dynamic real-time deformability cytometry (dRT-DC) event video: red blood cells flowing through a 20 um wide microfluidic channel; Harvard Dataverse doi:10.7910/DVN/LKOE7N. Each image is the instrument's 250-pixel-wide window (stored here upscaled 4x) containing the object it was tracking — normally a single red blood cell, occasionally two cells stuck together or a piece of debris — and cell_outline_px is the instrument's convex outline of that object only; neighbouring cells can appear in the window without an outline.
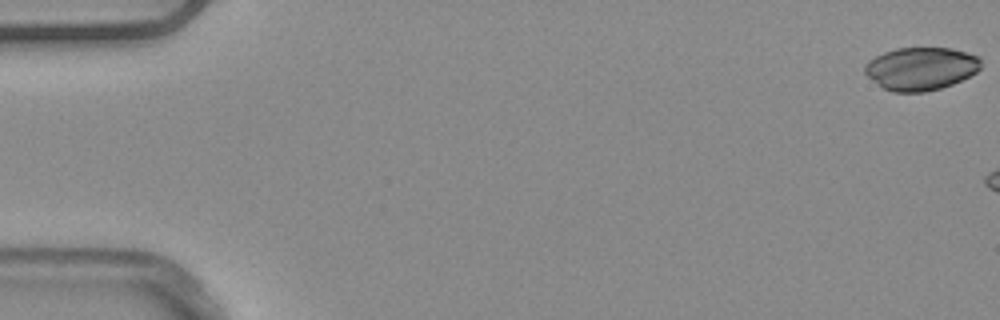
{"species": "common noctule bat (a hibernating species)", "species_latin": "Nyctalus noctula", "temperature_condition": "warm", "stored_images_in_passage": 6, "camera_frame_rate_fps": 3000, "um_per_image_px": 0.085, "animal": {"sex": "male", "body_mass_g": 20.4}, "frame": {"image": 1, "passage_image": 1, "time_ms": 0.0, "image_size_px": [1000, 320], "cell_outline_px": [[980, 68], [976, 72], [952, 84], [940, 88], [924, 92], [892, 92], [884, 88], [868, 76], [864, 72], [864, 64], [868, 60], [884, 52], [896, 48], [952, 48], [980, 56]], "centroid_in_image_um": [78.26, 5.82], "position_along_channel_um": 6.7, "area_um2": 28.96}}